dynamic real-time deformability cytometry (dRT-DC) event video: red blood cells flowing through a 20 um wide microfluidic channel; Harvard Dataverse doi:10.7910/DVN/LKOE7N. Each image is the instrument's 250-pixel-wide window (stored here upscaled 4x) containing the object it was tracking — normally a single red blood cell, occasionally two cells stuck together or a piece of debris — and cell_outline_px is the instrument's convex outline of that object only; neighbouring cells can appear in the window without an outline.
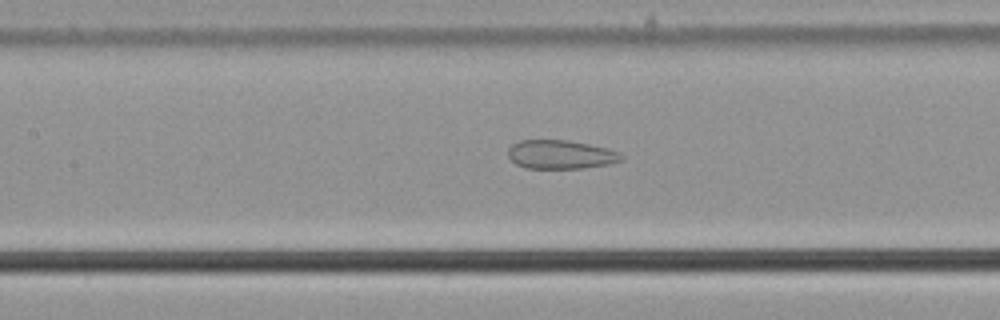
{"species": "common noctule bat (a hibernating species)", "species_latin": "Nyctalus noctula", "temperature_condition": "cold", "stored_images_in_passage": 54, "camera_frame_rate_fps": 3000, "um_per_image_px": 0.085, "animal": {"sex": "male", "body_mass_g": 21.5, "forearm_length_mm": 52.0}, "frame": {"image": 1, "passage_image": 25, "time_ms": 8.0, "image_size_px": [1000, 320], "cell_outline_px": [[624, 160], [612, 164], [584, 168], [524, 168], [516, 164], [508, 156], [508, 148], [512, 144], [520, 140], [564, 140], [588, 144], [608, 148], [620, 152], [624, 156]], "centroid_in_image_um": [47.69, 13.14], "position_along_channel_um": 159.7, "area_um2": 19.19}}
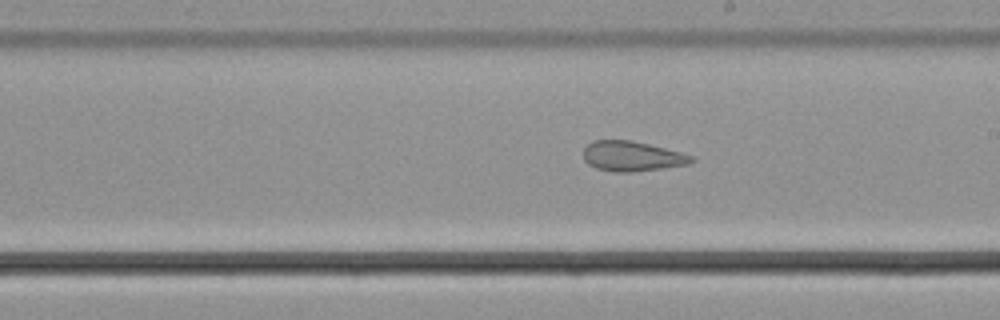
{"frame": {"image": 2, "passage_image": 31, "time_ms": 10.0, "image_size_px": [1000, 320], "cell_outline_px": [[696, 160], [688, 164], [632, 172], [612, 172], [596, 168], [588, 164], [584, 160], [584, 148], [592, 140], [632, 140], [680, 152], [692, 156]], "centroid_in_image_um": [53.68, 13.28], "position_along_channel_um": 235.3, "area_um2": 18.79}}
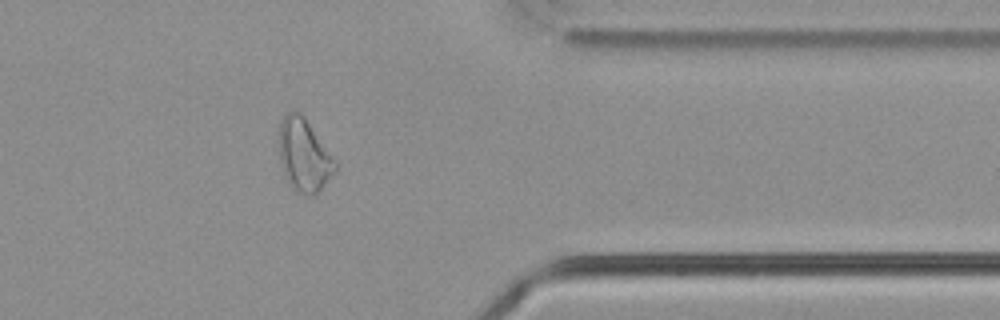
{"frame": {"image": 3, "passage_image": 44, "time_ms": 14.333, "image_size_px": [1000, 320], "cell_outline_px": [[336, 172], [312, 196], [308, 196], [292, 188], [284, 176], [280, 160], [280, 120], [292, 108], [300, 112], [304, 116], [332, 156], [336, 164]], "centroid_in_image_um": [25.82, 13.17], "position_along_channel_um": 385.6, "area_um2": 23.47}, "authors_computed_cell_mechanics": {"area_um2": 24.9985, "velocity_mm_per_s": 3.7848, "shape_relaxation_time_tau1_ms": null, "shape_relaxation_time_tau2_ms": 2.5473, "deformation_change_tau1": null, "deformation_change_tau2": 0.1166}}